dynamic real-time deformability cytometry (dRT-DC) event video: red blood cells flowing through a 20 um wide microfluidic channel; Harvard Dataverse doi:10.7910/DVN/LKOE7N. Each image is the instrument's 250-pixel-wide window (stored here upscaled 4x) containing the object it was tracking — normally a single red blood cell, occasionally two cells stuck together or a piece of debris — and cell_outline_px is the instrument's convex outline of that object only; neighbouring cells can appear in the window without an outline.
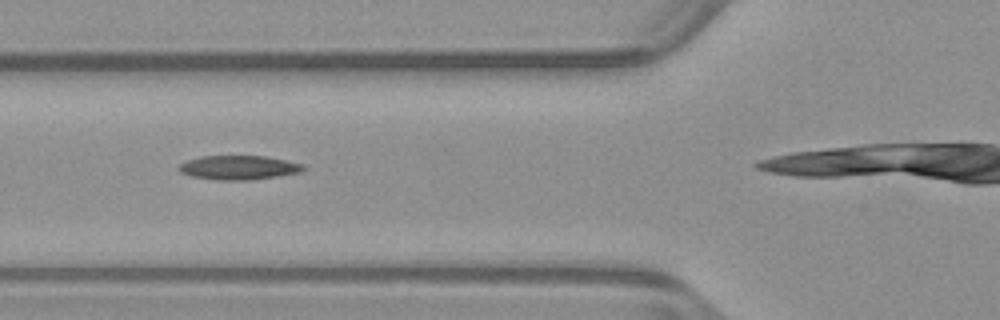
{"species": "common noctule bat (a hibernating species)", "species_latin": "Nyctalus noctula", "temperature_condition": "warm", "stored_images_in_passage": 14, "camera_frame_rate_fps": 3000, "um_per_image_px": 0.085, "animal": {"sex": "male", "body_mass_g": 23.1, "forearm_length_mm": 52.7}, "frame": {"image": 1, "passage_image": 5, "time_ms": 1.333, "image_size_px": [1000, 320], "cell_outline_px": [[308, 168], [300, 172], [252, 180], [216, 180], [192, 176], [180, 172], [180, 164], [188, 160], [200, 156], [264, 156], [304, 164]], "centroid_in_image_um": [20.32, 14.24], "position_along_channel_um": 105.5, "area_um2": 17.4}}
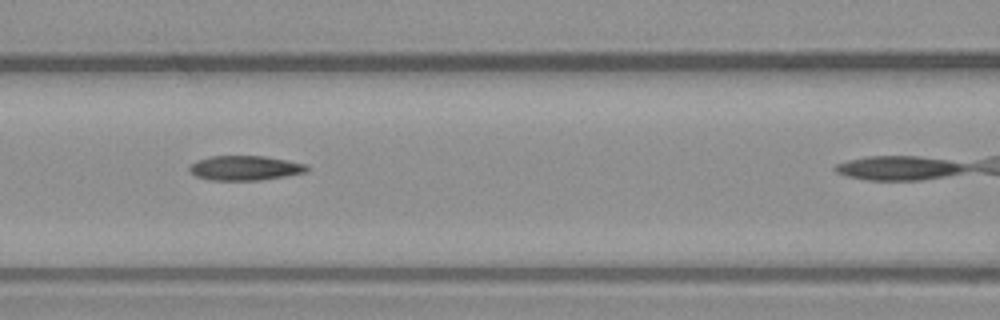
{"frame": {"image": 2, "passage_image": 8, "time_ms": 2.333, "image_size_px": [1000, 320], "cell_outline_px": [[308, 168], [304, 172], [284, 176], [260, 180], [212, 180], [196, 176], [188, 168], [196, 160], [212, 156], [264, 156], [288, 160], [308, 164]], "centroid_in_image_um": [20.83, 14.27], "position_along_channel_um": 145.8, "area_um2": 16.7}}